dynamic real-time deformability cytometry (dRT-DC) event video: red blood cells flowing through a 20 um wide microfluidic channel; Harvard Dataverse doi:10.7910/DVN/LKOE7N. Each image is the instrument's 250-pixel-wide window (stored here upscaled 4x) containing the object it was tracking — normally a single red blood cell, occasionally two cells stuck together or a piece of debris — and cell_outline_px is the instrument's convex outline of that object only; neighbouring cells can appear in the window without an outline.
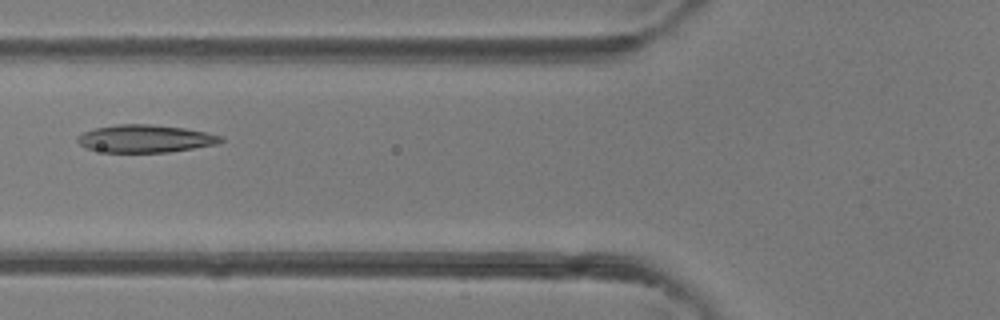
{"species": "common noctule bat (a hibernating species)", "species_latin": "Nyctalus noctula", "temperature_condition": "room temperature", "stored_images_in_passage": 3, "camera_frame_rate_fps": 3000, "um_per_image_px": 0.085, "animal": {"sex": "female"}, "frame": {"image": 1, "passage_image": 3, "time_ms": 3.333, "image_size_px": [1000, 320], "cell_outline_px": [[224, 140], [216, 144], [168, 152], [104, 152], [88, 148], [80, 144], [76, 140], [76, 136], [84, 132], [96, 128], [116, 124], [148, 124], [184, 128], [224, 136]], "centroid_in_image_um": [12.34, 11.78], "position_along_channel_um": 113.5, "area_um2": 22.89}}